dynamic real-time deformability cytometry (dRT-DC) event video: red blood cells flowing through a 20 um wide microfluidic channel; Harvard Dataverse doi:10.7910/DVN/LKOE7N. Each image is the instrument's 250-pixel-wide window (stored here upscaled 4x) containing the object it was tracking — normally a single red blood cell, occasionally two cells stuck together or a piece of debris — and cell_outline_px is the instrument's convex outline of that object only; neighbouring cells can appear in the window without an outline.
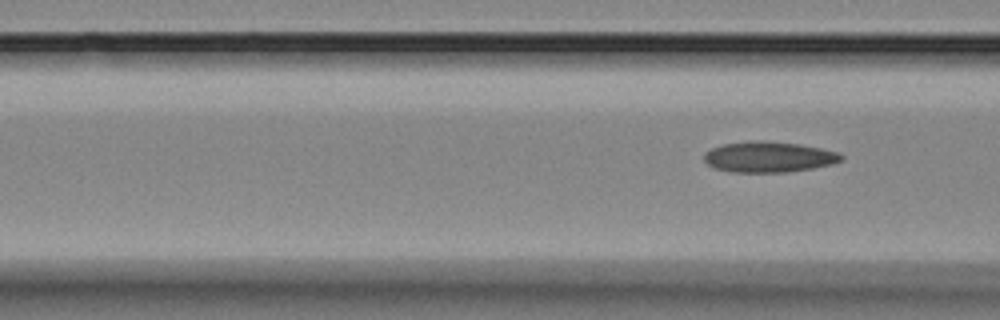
{"species": "Egyptian fruit bat (a non-hibernating species)", "species_latin": "Rousettus aegyptiacus", "temperature_condition": "room temperature", "stored_images_in_passage": 7, "segment_of_instrument_passage": [2, 2], "camera_frame_rate_fps": 3000, "um_per_image_px": 0.085, "animal": {"sex": "female"}, "frame": {"image": 1, "passage_image": 7, "time_ms": 7.333, "image_size_px": [1000, 320], "cell_outline_px": [[844, 160], [832, 164], [812, 168], [784, 172], [732, 172], [716, 168], [708, 164], [704, 160], [704, 152], [712, 148], [724, 144], [756, 140], [764, 140], [800, 144], [840, 152], [844, 156]], "centroid_in_image_um": [65.38, 13.33], "position_along_channel_um": 101.2, "area_um2": 24.57}}